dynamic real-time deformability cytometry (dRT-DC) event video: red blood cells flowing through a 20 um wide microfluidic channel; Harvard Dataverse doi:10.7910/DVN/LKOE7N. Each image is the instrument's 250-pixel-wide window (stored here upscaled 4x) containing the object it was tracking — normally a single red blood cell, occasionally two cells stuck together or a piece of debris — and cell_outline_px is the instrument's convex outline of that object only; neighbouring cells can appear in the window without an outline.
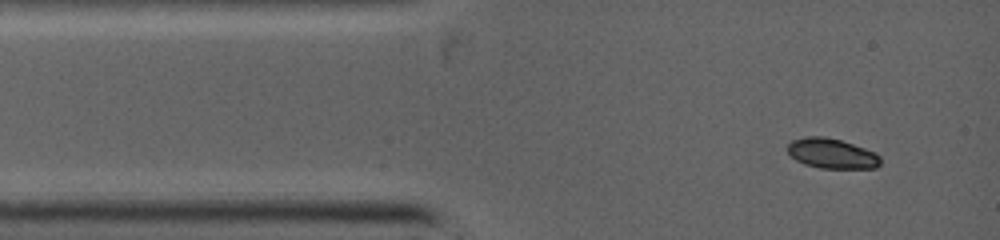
{"species": "common noctule bat (a hibernating species)", "species_latin": "Nyctalus noctula", "temperature_condition": "warm", "stored_images_in_passage": 27, "camera_frame_rate_fps": 5000, "um_per_image_px": 0.085, "animal": {"sex": "female", "body_mass_g": 19.0, "forearm_length_mm": 53.3}, "frame": {"image": 1, "passage_image": 1, "time_ms": 0.0, "image_size_px": [1000, 240], "cell_outline_px": [[880, 164], [876, 168], [820, 168], [804, 164], [796, 160], [788, 152], [788, 144], [792, 140], [804, 136], [824, 136], [840, 140], [876, 152], [880, 156]], "centroid_in_image_um": [70.7, 13.04], "position_along_channel_um": 14.3, "area_um2": 16.24}}
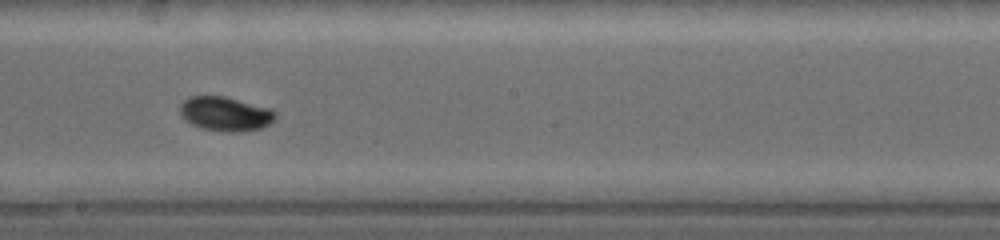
{"frame": {"image": 2, "passage_image": 12, "time_ms": 5.4, "image_size_px": [1000, 240], "cell_outline_px": [[276, 116], [268, 124], [260, 128], [228, 132], [224, 132], [204, 128], [192, 124], [180, 112], [180, 104], [188, 96], [224, 96], [268, 108], [276, 112]], "centroid_in_image_um": [19.13, 9.66], "position_along_channel_um": 229.1, "area_um2": 18.5}}
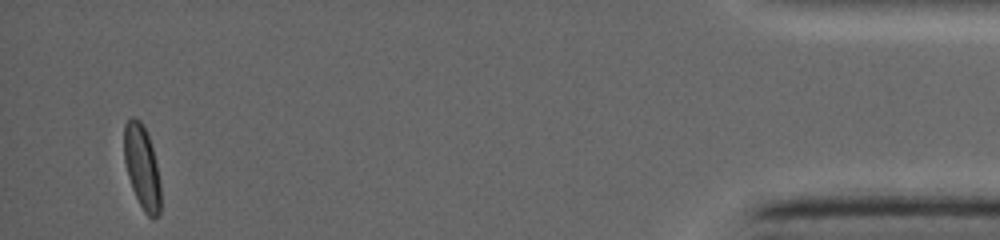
{"frame": {"image": 3, "passage_image": 27, "time_ms": 11.6, "image_size_px": [1000, 240], "cell_outline_px": [[160, 212], [152, 220], [144, 212], [132, 188], [128, 176], [124, 160], [124, 124], [132, 116], [140, 120], [148, 136], [152, 148], [156, 164], [160, 184]], "centroid_in_image_um": [12.05, 14.2], "position_along_channel_um": 423.1, "area_um2": 17.63}}